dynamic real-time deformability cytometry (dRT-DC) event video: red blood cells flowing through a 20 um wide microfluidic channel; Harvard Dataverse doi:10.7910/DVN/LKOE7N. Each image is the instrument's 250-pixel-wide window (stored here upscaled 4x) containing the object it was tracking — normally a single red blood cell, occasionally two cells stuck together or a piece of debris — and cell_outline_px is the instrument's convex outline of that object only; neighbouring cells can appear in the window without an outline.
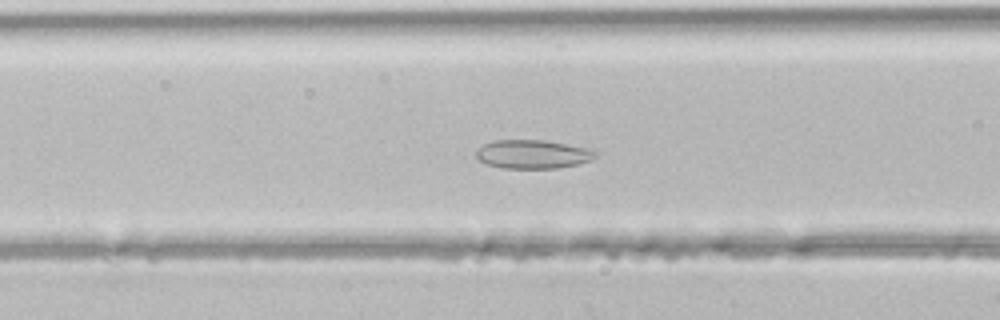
{"species": "common noctule bat (a hibernating species)", "species_latin": "Nyctalus noctula", "temperature_condition": "room temperature", "stored_images_in_passage": 46, "camera_frame_rate_fps": 3000, "um_per_image_px": 0.085, "animal": {"sex": "male", "body_mass_g": 21.5, "forearm_length_mm": 52.0}, "frame": {"image": 1, "passage_image": 18, "time_ms": 5.667, "image_size_px": [1000, 320], "cell_outline_px": [[600, 152], [592, 160], [576, 164], [556, 168], [504, 168], [488, 164], [480, 160], [476, 156], [476, 148], [492, 140], [544, 140], [588, 148]], "centroid_in_image_um": [45.29, 13.1], "position_along_channel_um": 121.3, "area_um2": 19.94}}
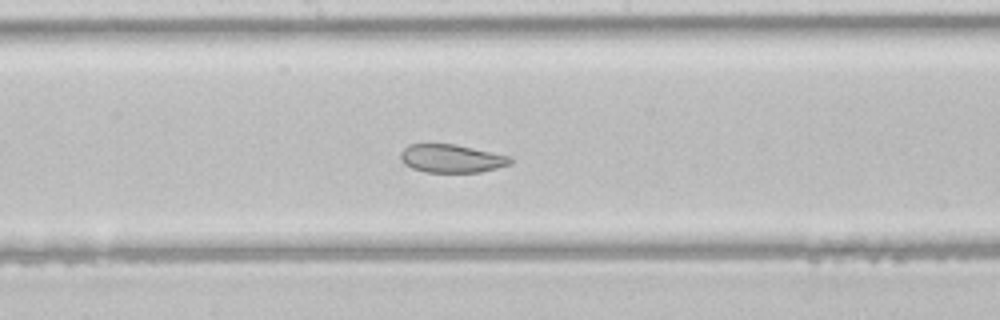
{"frame": {"image": 2, "passage_image": 24, "time_ms": 7.667, "image_size_px": [1000, 320], "cell_outline_px": [[512, 164], [480, 172], [424, 172], [412, 168], [404, 164], [400, 160], [400, 152], [408, 144], [456, 144], [512, 156]], "centroid_in_image_um": [38.38, 13.47], "position_along_channel_um": 209.8, "area_um2": 18.26}}
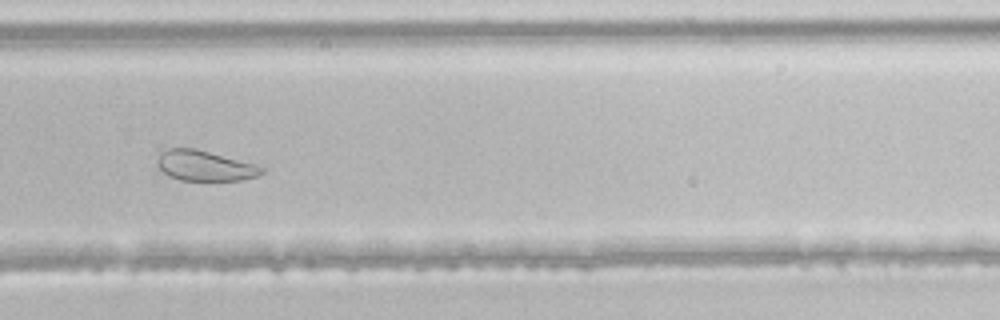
{"frame": {"image": 3, "passage_image": 31, "time_ms": 10.0, "image_size_px": [1000, 320], "cell_outline_px": [[268, 168], [264, 172], [256, 176], [244, 180], [180, 180], [168, 176], [160, 168], [156, 160], [168, 148], [196, 148]], "centroid_in_image_um": [17.44, 14.09], "position_along_channel_um": 312.4, "area_um2": 18.26}}